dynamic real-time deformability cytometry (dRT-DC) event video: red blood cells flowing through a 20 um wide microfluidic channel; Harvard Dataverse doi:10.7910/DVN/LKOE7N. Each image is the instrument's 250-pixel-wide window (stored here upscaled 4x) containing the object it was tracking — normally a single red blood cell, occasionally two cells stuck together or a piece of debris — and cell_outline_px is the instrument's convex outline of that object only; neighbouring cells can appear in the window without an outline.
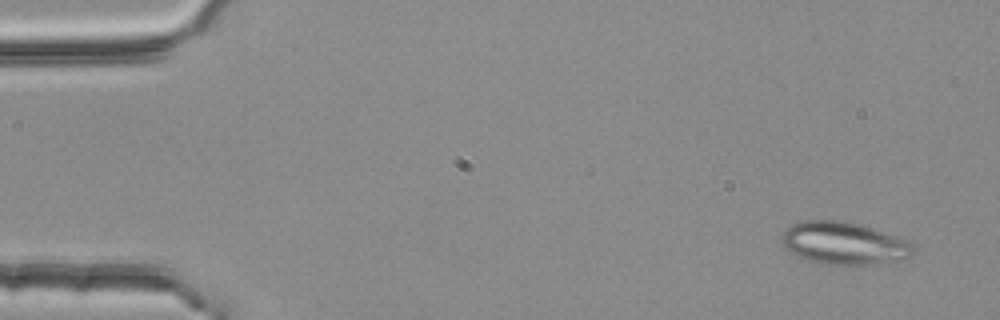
{"species": "common noctule bat (a hibernating species)", "species_latin": "Nyctalus noctula", "temperature_condition": "room temperature", "stored_images_in_passage": 5, "camera_frame_rate_fps": 3000, "um_per_image_px": 0.085, "animal": {"sex": "female", "body_mass_g": 25.1}, "frame": {"image": 1, "passage_image": 1, "time_ms": 0.0, "image_size_px": [1000, 320], "cell_outline_px": [[912, 256], [860, 264], [824, 264], [808, 260], [796, 256], [784, 248], [780, 240], [784, 232], [792, 224], [804, 220], [840, 220], [872, 228], [908, 240], [912, 244]], "centroid_in_image_um": [71.63, 20.65], "position_along_channel_um": 13.4, "area_um2": 31.79}}